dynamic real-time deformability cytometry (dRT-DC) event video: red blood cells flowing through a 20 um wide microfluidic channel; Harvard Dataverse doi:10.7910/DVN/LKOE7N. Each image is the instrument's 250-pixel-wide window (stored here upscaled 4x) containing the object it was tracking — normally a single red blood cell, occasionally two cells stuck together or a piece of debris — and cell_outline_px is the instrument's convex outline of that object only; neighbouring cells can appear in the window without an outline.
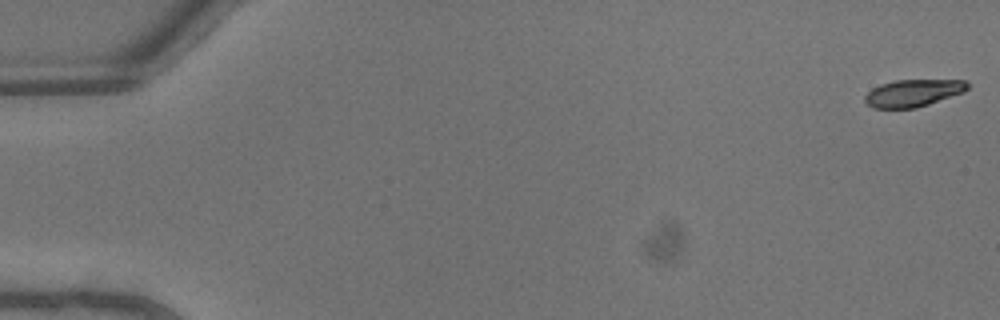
{"species": "common noctule bat (a hibernating species)", "species_latin": "Nyctalus noctula", "temperature_condition": "warm", "stored_images_in_passage": 6, "camera_frame_rate_fps": 3000, "um_per_image_px": 0.085, "animal": {"sex": "male", "body_mass_g": 13.3}, "frame": {"image": 1, "passage_image": 1, "time_ms": 0.0, "image_size_px": [1000, 320], "cell_outline_px": [[968, 88], [964, 92], [916, 108], [872, 108], [864, 100], [864, 96], [872, 88], [880, 84], [896, 80], [964, 80], [968, 84]], "centroid_in_image_um": [77.59, 7.9], "position_along_channel_um": 7.4, "area_um2": 16.18}}